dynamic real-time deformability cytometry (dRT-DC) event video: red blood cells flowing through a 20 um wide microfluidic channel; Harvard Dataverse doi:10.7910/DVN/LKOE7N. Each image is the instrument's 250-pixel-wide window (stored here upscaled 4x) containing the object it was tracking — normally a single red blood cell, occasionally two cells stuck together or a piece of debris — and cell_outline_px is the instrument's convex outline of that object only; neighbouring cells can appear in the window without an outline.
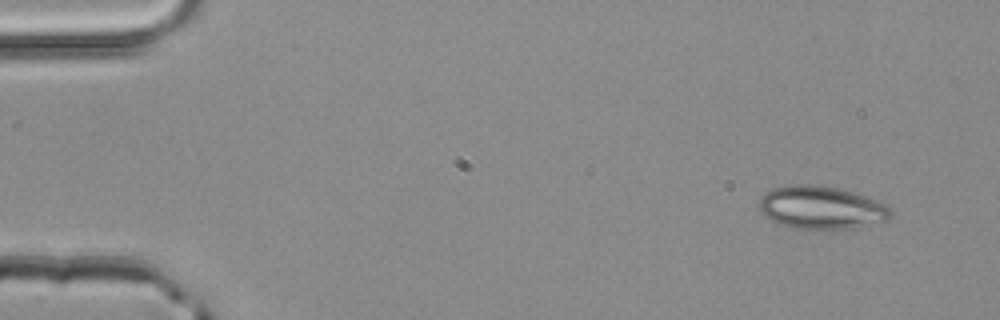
{"species": "common noctule bat (a hibernating species)", "species_latin": "Nyctalus noctula", "temperature_condition": "room temperature", "stored_images_in_passage": 3, "camera_frame_rate_fps": 3000, "um_per_image_px": 0.085, "animal": {"sex": "male", "body_mass_g": 20.4}, "frame": {"image": 1, "passage_image": 1, "time_ms": 0.0, "image_size_px": [1000, 320], "cell_outline_px": [[892, 212], [888, 220], [852, 228], [792, 228], [780, 224], [764, 216], [760, 212], [756, 204], [760, 196], [764, 192], [772, 188], [792, 184], [816, 184], [840, 188], [880, 200], [892, 208]], "centroid_in_image_um": [69.78, 17.61], "position_along_channel_um": 15.2, "area_um2": 33.41}}